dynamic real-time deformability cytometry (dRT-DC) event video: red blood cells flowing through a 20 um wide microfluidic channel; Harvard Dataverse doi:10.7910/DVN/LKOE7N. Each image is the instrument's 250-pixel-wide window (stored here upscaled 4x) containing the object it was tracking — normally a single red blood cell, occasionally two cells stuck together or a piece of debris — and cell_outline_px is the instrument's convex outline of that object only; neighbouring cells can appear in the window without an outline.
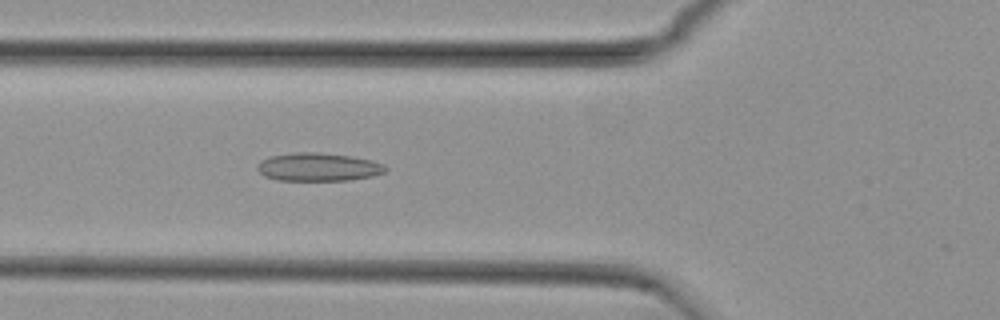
{"species": "common noctule bat (a hibernating species)", "species_latin": "Nyctalus noctula", "temperature_condition": "cold", "stored_images_in_passage": 46, "camera_frame_rate_fps": 3000, "um_per_image_px": 0.085, "animal": {"sex": "female", "body_mass_g": 29.2, "forearm_length_mm": 56.3}, "frame": {"image": 1, "passage_image": 12, "time_ms": 3.667, "image_size_px": [1000, 320], "cell_outline_px": [[388, 168], [384, 172], [372, 176], [348, 180], [276, 180], [264, 176], [256, 168], [256, 164], [260, 160], [268, 156], [296, 152], [320, 152], [352, 156], [372, 160], [384, 164]], "centroid_in_image_um": [27.02, 14.18], "position_along_channel_um": 98.8, "area_um2": 21.27}}
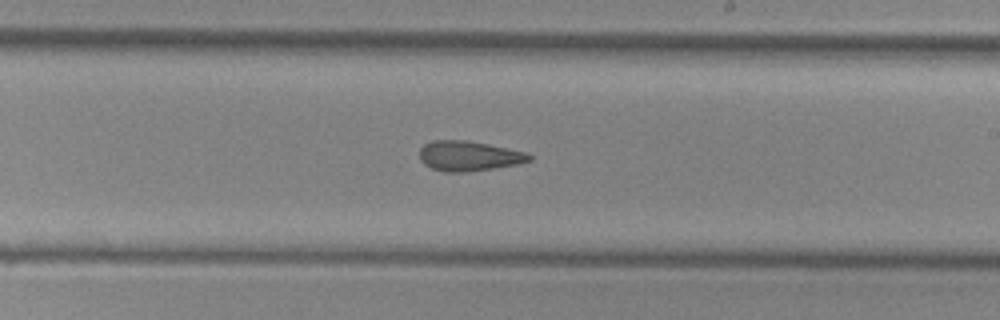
{"frame": {"image": 2, "passage_image": 24, "time_ms": 7.667, "image_size_px": [1000, 320], "cell_outline_px": [[532, 160], [520, 164], [468, 172], [444, 172], [432, 168], [424, 164], [420, 160], [420, 148], [424, 144], [432, 140], [464, 140], [524, 152], [532, 156]], "centroid_in_image_um": [39.81, 13.27], "position_along_channel_um": 249.2, "area_um2": 19.02}}
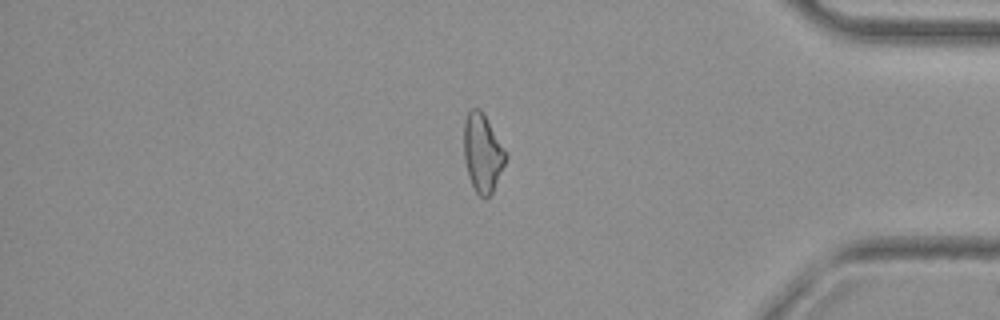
{"frame": {"image": 3, "passage_image": 38, "time_ms": 12.333, "image_size_px": [1000, 320], "cell_outline_px": [[508, 156], [492, 192], [484, 200], [476, 192], [468, 176], [464, 160], [464, 124], [468, 112], [472, 108], [480, 108], [508, 152]], "centroid_in_image_um": [41.03, 13.0], "position_along_channel_um": 394.2, "area_um2": 19.13}, "authors_computed_cell_mechanics": {"area_um2": 19.7098, "velocity_mm_per_s": 3.7541, "shape_relaxation_time_tau1_ms": null, "shape_relaxation_time_tau2_ms": 3.7527, "deformation_change_tau1": null, "deformation_change_tau2": 0.1298}}